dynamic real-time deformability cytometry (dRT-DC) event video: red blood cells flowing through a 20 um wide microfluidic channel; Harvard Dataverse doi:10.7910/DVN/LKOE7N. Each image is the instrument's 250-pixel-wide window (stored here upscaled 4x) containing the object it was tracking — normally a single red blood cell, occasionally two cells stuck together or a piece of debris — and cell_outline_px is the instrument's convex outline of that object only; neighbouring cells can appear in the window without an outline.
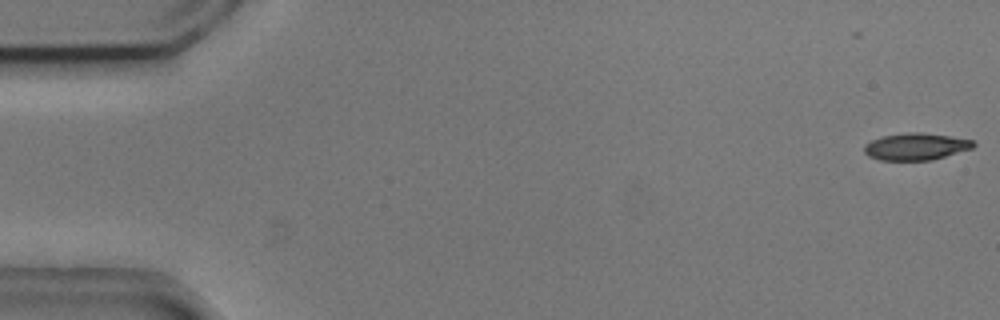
{"species": "common noctule bat (a hibernating species)", "species_latin": "Nyctalus noctula", "temperature_condition": "cold", "stored_images_in_passage": 54, "camera_frame_rate_fps": 3000, "um_per_image_px": 0.085, "animal": {"sex": "male", "body_mass_g": 20.5, "forearm_length_mm": 52.5}, "frame": {"image": 1, "passage_image": 1, "time_ms": 0.0, "image_size_px": [1000, 320], "cell_outline_px": [[976, 144], [972, 148], [932, 160], [880, 160], [868, 156], [864, 152], [864, 144], [872, 140], [884, 136], [908, 132], [920, 132], [948, 136], [972, 140]], "centroid_in_image_um": [77.82, 12.46], "position_along_channel_um": 7.2, "area_um2": 16.99}}
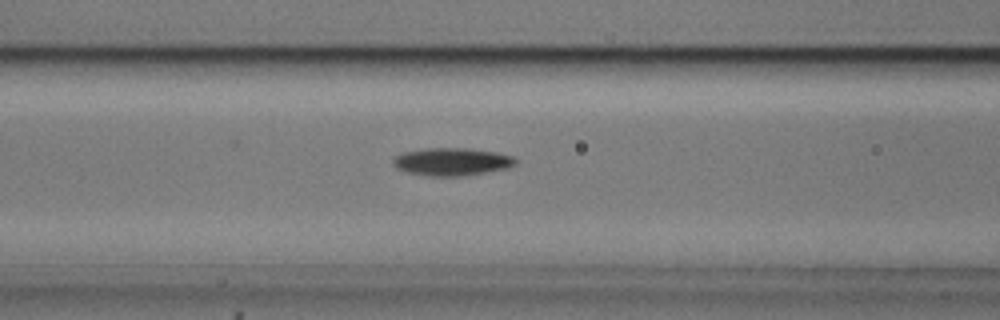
{"frame": {"image": 2, "passage_image": 22, "time_ms": 7.0, "image_size_px": [1000, 320], "cell_outline_px": [[516, 164], [508, 168], [464, 176], [428, 176], [408, 172], [396, 168], [392, 164], [392, 160], [400, 152], [424, 148], [468, 148], [496, 152], [512, 156], [516, 160]], "centroid_in_image_um": [38.38, 13.74], "position_along_channel_um": 128.2, "area_um2": 19.94}}
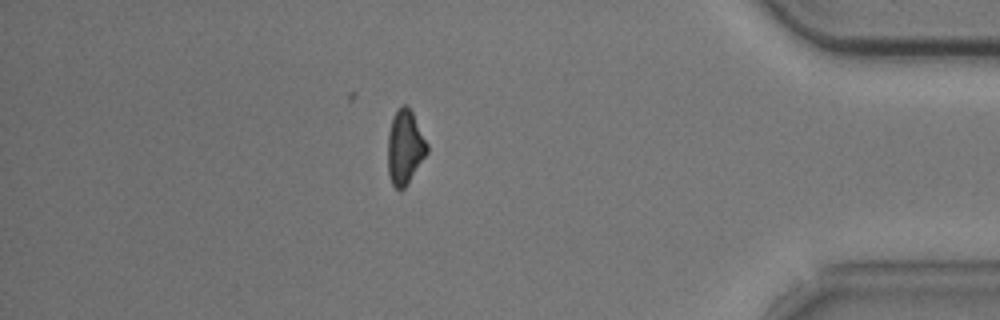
{"frame": {"image": 3, "passage_image": 47, "time_ms": 15.333, "image_size_px": [1000, 320], "cell_outline_px": [[428, 152], [404, 188], [396, 188], [392, 184], [388, 172], [388, 132], [392, 116], [404, 104], [412, 112], [428, 144]], "centroid_in_image_um": [34.41, 12.51], "position_along_channel_um": 400.8, "area_um2": 16.7}, "authors_computed_cell_mechanics": {"area_um2": 18.1492, "velocity_mm_per_s": 3.7326, "shape_relaxation_time_tau1_ms": 2.6037, "shape_relaxation_time_tau2_ms": null, "deformation_change_tau1": 0.1318, "deformation_change_tau2": null}}